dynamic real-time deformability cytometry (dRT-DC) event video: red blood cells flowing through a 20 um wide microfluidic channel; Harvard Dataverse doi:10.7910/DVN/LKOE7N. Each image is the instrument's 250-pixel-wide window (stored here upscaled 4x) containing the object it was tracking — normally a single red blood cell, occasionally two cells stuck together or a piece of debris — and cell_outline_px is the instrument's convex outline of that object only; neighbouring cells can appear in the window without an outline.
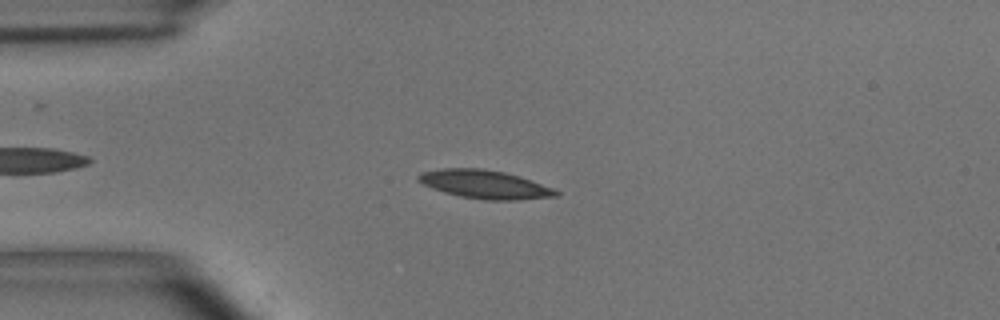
{"species": "common noctule bat (a hibernating species)", "species_latin": "Nyctalus noctula", "temperature_condition": "room temperature", "stored_images_in_passage": 50, "camera_frame_rate_fps": 3000, "um_per_image_px": 0.085, "animal": {"sex": "male", "body_mass_g": 15.6}, "frame": {"image": 1, "passage_image": 9, "time_ms": 2.667, "image_size_px": [1000, 320], "cell_outline_px": [[560, 192], [556, 196], [516, 200], [484, 200], [460, 196], [444, 192], [432, 188], [416, 180], [416, 176], [420, 172], [440, 168], [484, 168], [504, 172], [520, 176], [552, 188]], "centroid_in_image_um": [41.15, 15.66], "position_along_channel_um": 43.8, "area_um2": 22.83}}
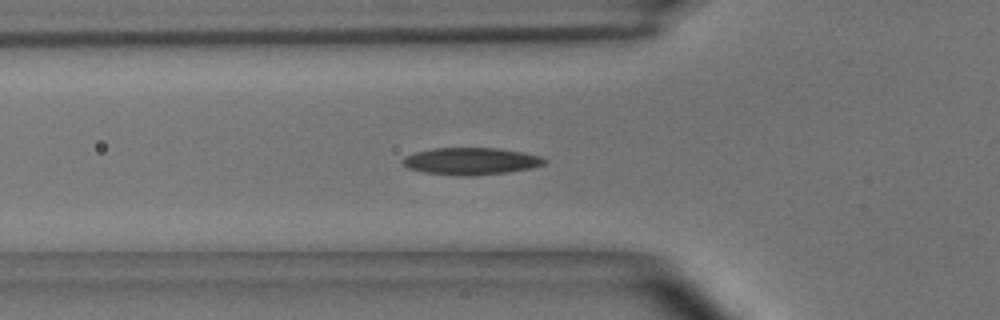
{"frame": {"image": 2, "passage_image": 14, "time_ms": 4.333, "image_size_px": [1000, 320], "cell_outline_px": [[548, 160], [544, 164], [532, 168], [504, 172], [468, 176], [456, 176], [424, 172], [408, 168], [400, 164], [400, 160], [404, 156], [416, 152], [432, 148], [500, 148], [524, 152], [544, 156]], "centroid_in_image_um": [40.02, 13.69], "position_along_channel_um": 85.8, "area_um2": 22.66}}
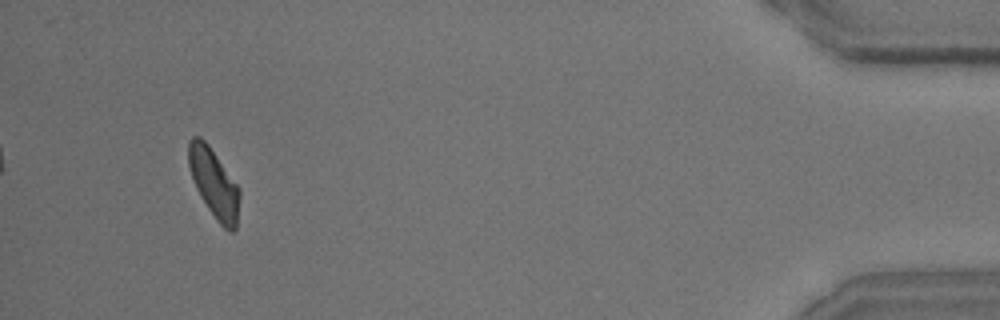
{"frame": {"image": 3, "passage_image": 47, "time_ms": 15.333, "image_size_px": [1000, 320], "cell_outline_px": [[240, 196], [236, 228], [232, 232], [228, 232], [216, 220], [200, 196], [196, 188], [188, 164], [188, 140], [192, 136], [200, 136], [208, 144], [240, 188]], "centroid_in_image_um": [18.19, 15.58], "position_along_channel_um": 417.0, "area_um2": 20.52}, "authors_computed_cell_mechanics": {"area_um2": 21.4727, "velocity_mm_per_s": 3.6499, "shape_relaxation_time_tau1_ms": 4.6567, "shape_relaxation_time_tau2_ms": 4.1691, "deformation_change_tau1": 0.1569, "deformation_change_tau2": 0.1126}}